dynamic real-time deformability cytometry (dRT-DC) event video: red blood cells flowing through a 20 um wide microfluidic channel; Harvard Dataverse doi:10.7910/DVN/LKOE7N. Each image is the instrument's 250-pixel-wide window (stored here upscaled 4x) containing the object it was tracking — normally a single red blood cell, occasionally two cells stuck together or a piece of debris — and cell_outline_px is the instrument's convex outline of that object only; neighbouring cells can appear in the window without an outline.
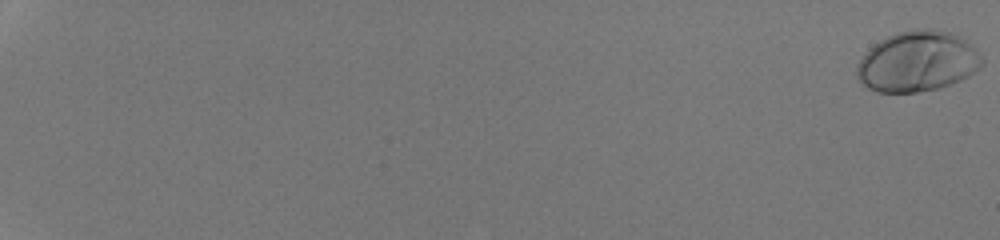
{"species": "human", "species_latin": "Homo sapiens", "temperature_condition": "room temperature", "stored_images_in_passage": 54, "camera_frame_rate_fps": 3000, "um_per_image_px": 0.085, "donor": {"sex": "male"}, "frame": {"image": 1, "passage_image": 1, "time_ms": 0.0, "image_size_px": [1000, 240], "cell_outline_px": [[984, 64], [980, 68], [968, 76], [960, 80], [940, 88], [916, 92], [876, 92], [860, 84], [856, 76], [856, 64], [868, 48], [880, 40], [896, 32], [916, 28], [932, 28], [948, 32], [960, 36], [968, 40], [976, 48], [984, 60]], "centroid_in_image_um": [77.98, 5.22], "position_along_channel_um": 7.0, "area_um2": 44.8}}
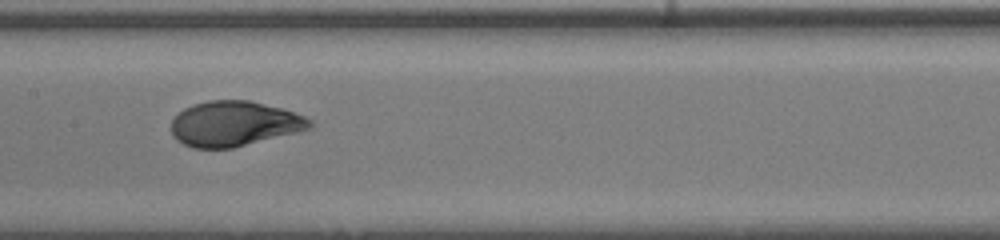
{"frame": {"image": 2, "passage_image": 33, "time_ms": 10.667, "image_size_px": [1000, 240], "cell_outline_px": [[316, 124], [312, 128], [232, 148], [192, 148], [176, 140], [172, 136], [172, 120], [184, 108], [192, 104], [208, 100], [248, 100], [280, 108], [304, 116], [312, 120]], "centroid_in_image_um": [19.9, 10.52], "position_along_channel_um": 187.5, "area_um2": 36.3}}
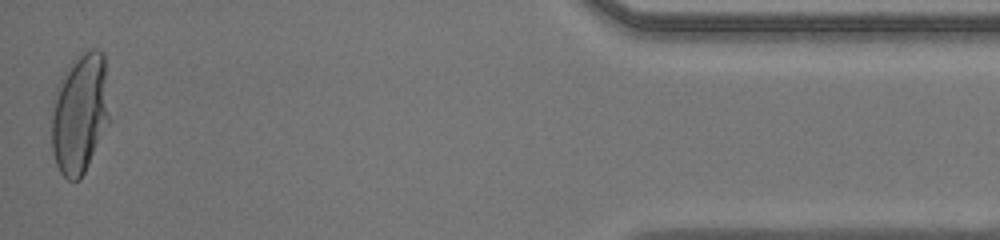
{"frame": {"image": 3, "passage_image": 54, "time_ms": 17.667, "image_size_px": [1000, 240], "cell_outline_px": [[112, 120], [80, 180], [68, 180], [60, 172], [56, 164], [52, 152], [48, 112], [56, 88], [68, 64], [76, 56], [92, 48], [96, 48], [104, 52]], "centroid_in_image_um": [6.78, 9.63], "position_along_channel_um": 428.4, "area_um2": 42.6}, "authors_computed_cell_mechanics": {"area_um2": 37.9746, "velocity_mm_per_s": 4.2644, "shape_relaxation_time_tau1_ms": 2.9833, "shape_relaxation_time_tau2_ms": null, "deformation_change_tau1": 0.1918, "deformation_change_tau2": null}}